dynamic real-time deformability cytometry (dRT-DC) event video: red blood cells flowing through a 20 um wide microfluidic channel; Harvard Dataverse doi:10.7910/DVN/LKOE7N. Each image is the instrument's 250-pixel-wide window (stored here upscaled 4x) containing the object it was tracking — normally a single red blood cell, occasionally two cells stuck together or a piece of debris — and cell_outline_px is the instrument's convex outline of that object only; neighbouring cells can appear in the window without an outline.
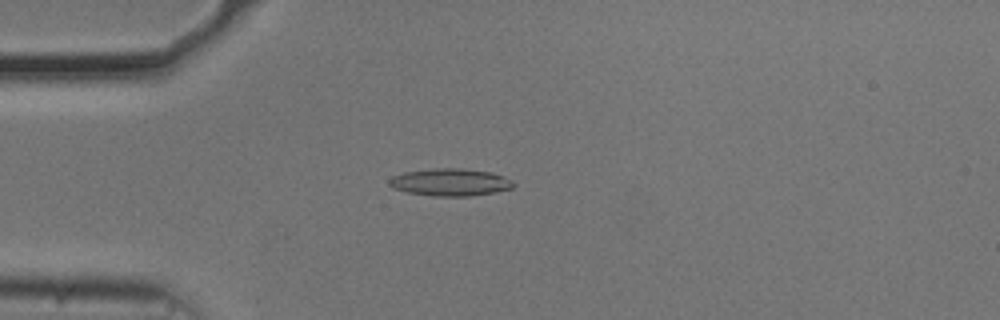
{"species": "common noctule bat (a hibernating species)", "species_latin": "Nyctalus noctula", "temperature_condition": "cold", "stored_images_in_passage": 54, "camera_frame_rate_fps": 3000, "um_per_image_px": 0.085, "animal": {"sex": "male", "body_mass_g": 20.5, "forearm_length_mm": 52.5}, "frame": {"image": 1, "passage_image": 14, "time_ms": 4.333, "image_size_px": [1000, 320], "cell_outline_px": [[516, 184], [512, 188], [496, 192], [468, 196], [432, 196], [408, 192], [396, 188], [388, 184], [388, 180], [392, 176], [404, 172], [432, 168], [464, 168], [492, 172], [504, 176], [512, 180]], "centroid_in_image_um": [38.3, 15.48], "position_along_channel_um": 46.7, "area_um2": 19.94}}
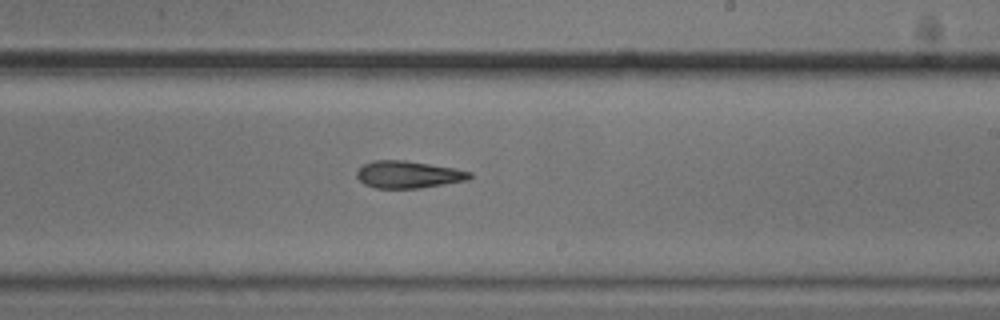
{"frame": {"image": 2, "passage_image": 32, "time_ms": 10.333, "image_size_px": [1000, 320], "cell_outline_px": [[472, 176], [468, 180], [420, 188], [376, 188], [364, 184], [356, 176], [356, 172], [364, 164], [372, 160], [404, 160], [456, 168], [472, 172]], "centroid_in_image_um": [34.71, 14.83], "position_along_channel_um": 254.3, "area_um2": 17.92}}
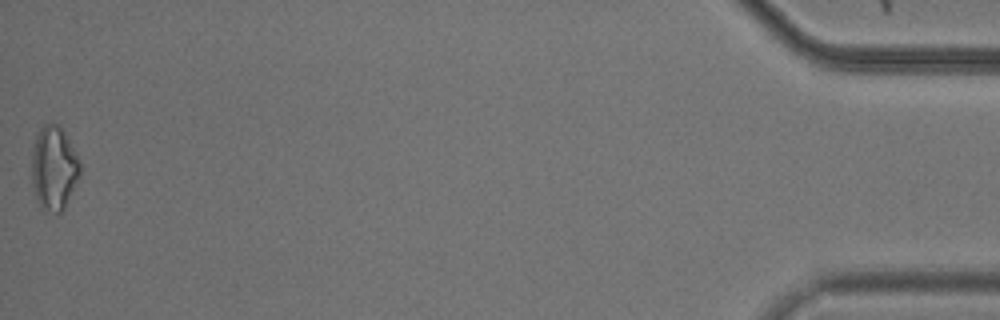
{"frame": {"image": 3, "passage_image": 54, "time_ms": 17.667, "image_size_px": [1000, 320], "cell_outline_px": [[80, 172], [64, 208], [56, 216], [40, 208], [32, 184], [32, 144], [36, 132], [44, 124], [56, 124], [64, 132], [76, 152], [80, 160]], "centroid_in_image_um": [4.55, 14.29], "position_along_channel_um": 430.6, "area_um2": 23.7}}